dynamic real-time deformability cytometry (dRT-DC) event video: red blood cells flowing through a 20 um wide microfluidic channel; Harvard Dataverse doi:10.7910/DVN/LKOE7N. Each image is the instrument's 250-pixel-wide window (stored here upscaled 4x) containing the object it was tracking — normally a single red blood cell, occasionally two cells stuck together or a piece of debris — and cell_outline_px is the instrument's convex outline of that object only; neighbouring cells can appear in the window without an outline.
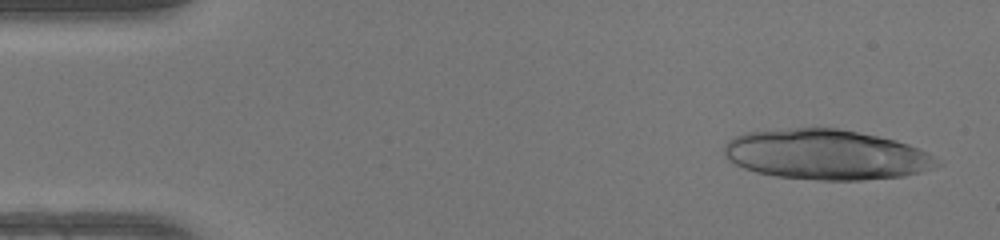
{"species": "human", "species_latin": "Homo sapiens", "temperature_condition": "warm", "stored_images_in_passage": 24, "camera_frame_rate_fps": 3000, "um_per_image_px": 0.085, "donor": {"sex": "female"}, "frame": {"image": 1, "passage_image": 2, "time_ms": 0.333, "image_size_px": [1000, 240], "cell_outline_px": [[944, 164], [936, 168], [904, 176], [860, 180], [820, 180], [776, 176], [756, 172], [744, 168], [728, 160], [724, 156], [724, 144], [728, 140], [736, 136], [748, 132], [788, 128], [836, 128], [896, 140], [908, 144], [928, 152]], "centroid_in_image_um": [70.24, 13.15], "position_along_channel_um": 14.8, "area_um2": 62.25}}
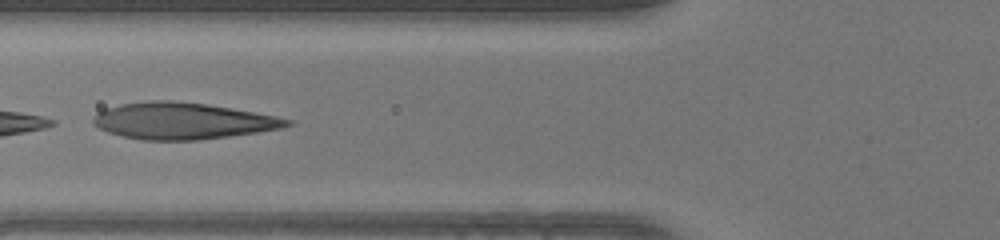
{"frame": {"image": 2, "passage_image": 18, "time_ms": 5.667, "image_size_px": [1000, 240], "cell_outline_px": [[292, 124], [284, 128], [200, 140], [140, 140], [108, 132], [92, 124], [92, 116], [104, 108], [120, 104], [148, 100], [172, 100], [208, 104], [232, 108], [276, 116], [292, 120]], "centroid_in_image_um": [15.49, 10.27], "position_along_channel_um": 110.3, "area_um2": 41.44}}
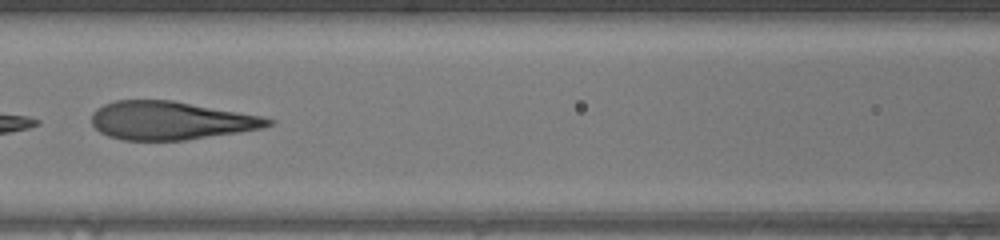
{"frame": {"image": 3, "passage_image": 21, "time_ms": 6.667, "image_size_px": [1000, 240], "cell_outline_px": [[276, 120], [272, 124], [260, 128], [236, 132], [184, 140], [124, 140], [108, 136], [100, 132], [92, 124], [92, 112], [96, 108], [104, 104], [116, 100], [172, 100], [260, 116]], "centroid_in_image_um": [14.44, 10.24], "position_along_channel_um": 152.2, "area_um2": 38.96}}